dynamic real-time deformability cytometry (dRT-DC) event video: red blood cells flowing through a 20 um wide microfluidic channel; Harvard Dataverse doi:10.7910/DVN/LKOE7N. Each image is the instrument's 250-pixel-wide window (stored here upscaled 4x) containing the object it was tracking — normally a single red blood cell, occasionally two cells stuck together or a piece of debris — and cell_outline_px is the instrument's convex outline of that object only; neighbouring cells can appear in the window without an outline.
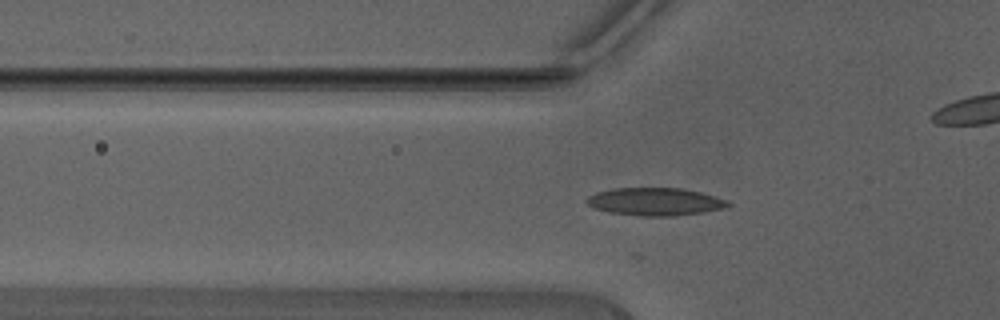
{"species": "Egyptian fruit bat (a non-hibernating species)", "species_latin": "Rousettus aegyptiacus", "temperature_condition": "warm", "stored_images_in_passage": 39, "camera_frame_rate_fps": 3000, "um_per_image_px": 0.085, "animal": {"sex": "male"}, "frame": {"image": 1, "passage_image": 16, "time_ms": 5.0, "image_size_px": [1000, 320], "cell_outline_px": [[732, 204], [724, 208], [704, 212], [672, 216], [640, 216], [608, 212], [596, 208], [588, 204], [584, 200], [588, 196], [596, 192], [612, 188], [684, 188], [700, 192], [728, 200]], "centroid_in_image_um": [55.68, 17.14], "position_along_channel_um": 70.1, "area_um2": 22.95}}
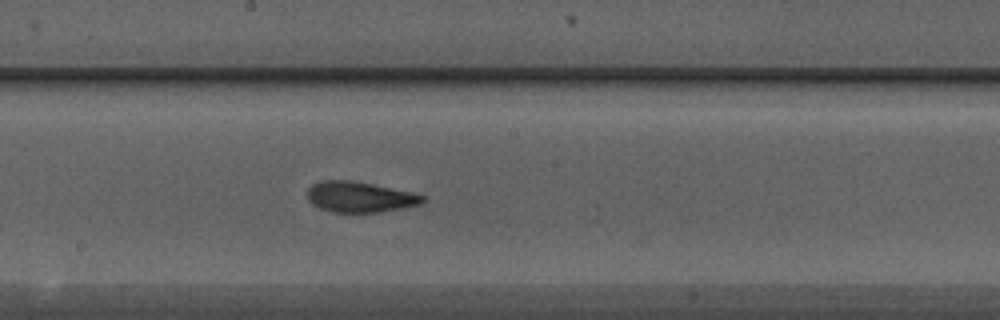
{"frame": {"image": 2, "passage_image": 26, "time_ms": 8.333, "image_size_px": [1000, 320], "cell_outline_px": [[424, 200], [420, 204], [404, 208], [376, 212], [332, 212], [320, 208], [312, 204], [308, 200], [308, 188], [312, 184], [320, 180], [352, 180], [412, 192], [424, 196]], "centroid_in_image_um": [30.55, 16.73], "position_along_channel_um": 217.6, "area_um2": 20.52}}
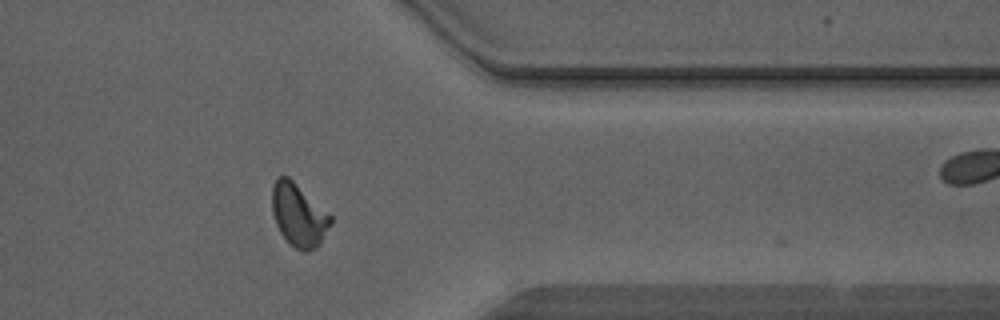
{"frame": {"image": 3, "passage_image": 38, "time_ms": 12.333, "image_size_px": [1000, 320], "cell_outline_px": [[332, 224], [320, 244], [316, 248], [308, 252], [304, 252], [296, 248], [280, 232], [276, 224], [272, 212], [272, 184], [276, 176], [288, 176], [332, 216]], "centroid_in_image_um": [25.39, 18.27], "position_along_channel_um": 386.0, "area_um2": 21.44}}